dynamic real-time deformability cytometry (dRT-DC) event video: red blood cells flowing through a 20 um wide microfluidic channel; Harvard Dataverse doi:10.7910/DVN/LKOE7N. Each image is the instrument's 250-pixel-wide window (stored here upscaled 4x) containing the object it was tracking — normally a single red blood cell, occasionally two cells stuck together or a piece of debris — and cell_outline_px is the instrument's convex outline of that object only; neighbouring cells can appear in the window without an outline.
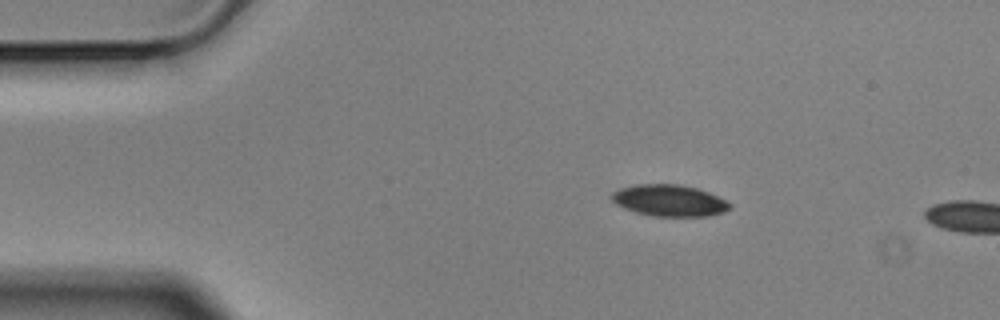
{"species": "Egyptian fruit bat (a non-hibernating species)", "species_latin": "Rousettus aegyptiacus", "temperature_condition": "cold", "stored_images_in_passage": 12, "camera_frame_rate_fps": 3000, "um_per_image_px": 0.085, "animal": {"sex": "male"}, "frame": {"image": 1, "passage_image": 9, "time_ms": 2.667, "image_size_px": [1000, 320], "cell_outline_px": [[732, 204], [724, 212], [708, 216], [652, 216], [636, 212], [624, 208], [616, 204], [612, 200], [612, 192], [620, 188], [636, 184], [680, 184], [696, 188], [708, 192]], "centroid_in_image_um": [56.87, 17.04], "position_along_channel_um": 28.1, "area_um2": 21.56}}